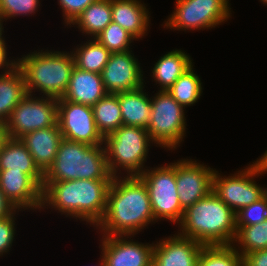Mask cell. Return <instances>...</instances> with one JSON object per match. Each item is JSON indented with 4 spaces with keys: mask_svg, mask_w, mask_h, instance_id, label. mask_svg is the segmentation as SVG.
Returning a JSON list of instances; mask_svg holds the SVG:
<instances>
[{
    "mask_svg": "<svg viewBox=\"0 0 267 266\" xmlns=\"http://www.w3.org/2000/svg\"><path fill=\"white\" fill-rule=\"evenodd\" d=\"M120 178L118 175L112 178L106 211L96 226L104 236H133L155 221L143 180L139 176Z\"/></svg>",
    "mask_w": 267,
    "mask_h": 266,
    "instance_id": "1",
    "label": "cell"
},
{
    "mask_svg": "<svg viewBox=\"0 0 267 266\" xmlns=\"http://www.w3.org/2000/svg\"><path fill=\"white\" fill-rule=\"evenodd\" d=\"M110 183L92 179L43 181L42 209L50 206L66 216L98 225L106 211Z\"/></svg>",
    "mask_w": 267,
    "mask_h": 266,
    "instance_id": "2",
    "label": "cell"
},
{
    "mask_svg": "<svg viewBox=\"0 0 267 266\" xmlns=\"http://www.w3.org/2000/svg\"><path fill=\"white\" fill-rule=\"evenodd\" d=\"M180 235L204 246L233 245L237 233L235 212L213 191L184 210Z\"/></svg>",
    "mask_w": 267,
    "mask_h": 266,
    "instance_id": "3",
    "label": "cell"
},
{
    "mask_svg": "<svg viewBox=\"0 0 267 266\" xmlns=\"http://www.w3.org/2000/svg\"><path fill=\"white\" fill-rule=\"evenodd\" d=\"M24 56L17 60V67L23 74L27 93L33 96L32 90L36 89L45 96L61 98L75 67L72 52L41 50Z\"/></svg>",
    "mask_w": 267,
    "mask_h": 266,
    "instance_id": "4",
    "label": "cell"
},
{
    "mask_svg": "<svg viewBox=\"0 0 267 266\" xmlns=\"http://www.w3.org/2000/svg\"><path fill=\"white\" fill-rule=\"evenodd\" d=\"M104 146L63 139L43 181L112 180Z\"/></svg>",
    "mask_w": 267,
    "mask_h": 266,
    "instance_id": "5",
    "label": "cell"
},
{
    "mask_svg": "<svg viewBox=\"0 0 267 266\" xmlns=\"http://www.w3.org/2000/svg\"><path fill=\"white\" fill-rule=\"evenodd\" d=\"M151 141V142H150ZM152 142L147 129L138 126L122 125L104 137L109 172L113 177L121 167L126 176H139L144 170L148 147Z\"/></svg>",
    "mask_w": 267,
    "mask_h": 266,
    "instance_id": "6",
    "label": "cell"
},
{
    "mask_svg": "<svg viewBox=\"0 0 267 266\" xmlns=\"http://www.w3.org/2000/svg\"><path fill=\"white\" fill-rule=\"evenodd\" d=\"M153 98L148 134L154 144L169 150L176 149L185 136V108L165 90H159Z\"/></svg>",
    "mask_w": 267,
    "mask_h": 266,
    "instance_id": "7",
    "label": "cell"
},
{
    "mask_svg": "<svg viewBox=\"0 0 267 266\" xmlns=\"http://www.w3.org/2000/svg\"><path fill=\"white\" fill-rule=\"evenodd\" d=\"M139 177L147 187L155 221L168 219L180 223L184 214L176 188V162L145 169Z\"/></svg>",
    "mask_w": 267,
    "mask_h": 266,
    "instance_id": "8",
    "label": "cell"
},
{
    "mask_svg": "<svg viewBox=\"0 0 267 266\" xmlns=\"http://www.w3.org/2000/svg\"><path fill=\"white\" fill-rule=\"evenodd\" d=\"M229 0H177L176 9L164 28L177 30L210 29L231 16Z\"/></svg>",
    "mask_w": 267,
    "mask_h": 266,
    "instance_id": "9",
    "label": "cell"
},
{
    "mask_svg": "<svg viewBox=\"0 0 267 266\" xmlns=\"http://www.w3.org/2000/svg\"><path fill=\"white\" fill-rule=\"evenodd\" d=\"M58 98L27 96L13 109L6 121L8 138L20 139L39 129L57 124Z\"/></svg>",
    "mask_w": 267,
    "mask_h": 266,
    "instance_id": "10",
    "label": "cell"
},
{
    "mask_svg": "<svg viewBox=\"0 0 267 266\" xmlns=\"http://www.w3.org/2000/svg\"><path fill=\"white\" fill-rule=\"evenodd\" d=\"M264 174L256 161L232 176L222 177L215 170L212 191L235 213L258 201L267 188L257 185L254 177Z\"/></svg>",
    "mask_w": 267,
    "mask_h": 266,
    "instance_id": "11",
    "label": "cell"
},
{
    "mask_svg": "<svg viewBox=\"0 0 267 266\" xmlns=\"http://www.w3.org/2000/svg\"><path fill=\"white\" fill-rule=\"evenodd\" d=\"M57 123L63 139L87 145H102L91 106L58 98Z\"/></svg>",
    "mask_w": 267,
    "mask_h": 266,
    "instance_id": "12",
    "label": "cell"
},
{
    "mask_svg": "<svg viewBox=\"0 0 267 266\" xmlns=\"http://www.w3.org/2000/svg\"><path fill=\"white\" fill-rule=\"evenodd\" d=\"M176 162V188L185 210L212 192L215 170L189 159Z\"/></svg>",
    "mask_w": 267,
    "mask_h": 266,
    "instance_id": "13",
    "label": "cell"
},
{
    "mask_svg": "<svg viewBox=\"0 0 267 266\" xmlns=\"http://www.w3.org/2000/svg\"><path fill=\"white\" fill-rule=\"evenodd\" d=\"M130 51L111 53L101 76L109 94L136 90L144 85L140 63Z\"/></svg>",
    "mask_w": 267,
    "mask_h": 266,
    "instance_id": "14",
    "label": "cell"
},
{
    "mask_svg": "<svg viewBox=\"0 0 267 266\" xmlns=\"http://www.w3.org/2000/svg\"><path fill=\"white\" fill-rule=\"evenodd\" d=\"M102 237L101 257L106 266H152L154 243L133 242L126 239L129 236Z\"/></svg>",
    "mask_w": 267,
    "mask_h": 266,
    "instance_id": "15",
    "label": "cell"
},
{
    "mask_svg": "<svg viewBox=\"0 0 267 266\" xmlns=\"http://www.w3.org/2000/svg\"><path fill=\"white\" fill-rule=\"evenodd\" d=\"M0 189L18 210L42 208V188L23 171L0 170Z\"/></svg>",
    "mask_w": 267,
    "mask_h": 266,
    "instance_id": "16",
    "label": "cell"
},
{
    "mask_svg": "<svg viewBox=\"0 0 267 266\" xmlns=\"http://www.w3.org/2000/svg\"><path fill=\"white\" fill-rule=\"evenodd\" d=\"M154 245L152 266H197L203 244L179 233Z\"/></svg>",
    "mask_w": 267,
    "mask_h": 266,
    "instance_id": "17",
    "label": "cell"
},
{
    "mask_svg": "<svg viewBox=\"0 0 267 266\" xmlns=\"http://www.w3.org/2000/svg\"><path fill=\"white\" fill-rule=\"evenodd\" d=\"M20 140L31 153L39 169L45 173L55 160L63 136L57 123L49 128L32 131Z\"/></svg>",
    "mask_w": 267,
    "mask_h": 266,
    "instance_id": "18",
    "label": "cell"
},
{
    "mask_svg": "<svg viewBox=\"0 0 267 266\" xmlns=\"http://www.w3.org/2000/svg\"><path fill=\"white\" fill-rule=\"evenodd\" d=\"M106 94L101 74L74 67L68 88L62 98L92 107Z\"/></svg>",
    "mask_w": 267,
    "mask_h": 266,
    "instance_id": "19",
    "label": "cell"
},
{
    "mask_svg": "<svg viewBox=\"0 0 267 266\" xmlns=\"http://www.w3.org/2000/svg\"><path fill=\"white\" fill-rule=\"evenodd\" d=\"M8 169L23 171L42 188L44 173L20 139L8 138L0 150V170Z\"/></svg>",
    "mask_w": 267,
    "mask_h": 266,
    "instance_id": "20",
    "label": "cell"
},
{
    "mask_svg": "<svg viewBox=\"0 0 267 266\" xmlns=\"http://www.w3.org/2000/svg\"><path fill=\"white\" fill-rule=\"evenodd\" d=\"M112 21L132 34L142 38L148 30L149 14L139 0H111Z\"/></svg>",
    "mask_w": 267,
    "mask_h": 266,
    "instance_id": "21",
    "label": "cell"
},
{
    "mask_svg": "<svg viewBox=\"0 0 267 266\" xmlns=\"http://www.w3.org/2000/svg\"><path fill=\"white\" fill-rule=\"evenodd\" d=\"M143 89L144 86L117 94L123 125L147 129L151 116V98L144 93Z\"/></svg>",
    "mask_w": 267,
    "mask_h": 266,
    "instance_id": "22",
    "label": "cell"
},
{
    "mask_svg": "<svg viewBox=\"0 0 267 266\" xmlns=\"http://www.w3.org/2000/svg\"><path fill=\"white\" fill-rule=\"evenodd\" d=\"M191 58L182 50H173L163 55L154 65L153 78L160 90L167 91L173 83L193 66Z\"/></svg>",
    "mask_w": 267,
    "mask_h": 266,
    "instance_id": "23",
    "label": "cell"
},
{
    "mask_svg": "<svg viewBox=\"0 0 267 266\" xmlns=\"http://www.w3.org/2000/svg\"><path fill=\"white\" fill-rule=\"evenodd\" d=\"M27 94L24 77L18 67L8 74H0V121L6 122Z\"/></svg>",
    "mask_w": 267,
    "mask_h": 266,
    "instance_id": "24",
    "label": "cell"
},
{
    "mask_svg": "<svg viewBox=\"0 0 267 266\" xmlns=\"http://www.w3.org/2000/svg\"><path fill=\"white\" fill-rule=\"evenodd\" d=\"M112 22L111 0H96L72 23L78 25L83 34L95 38Z\"/></svg>",
    "mask_w": 267,
    "mask_h": 266,
    "instance_id": "25",
    "label": "cell"
},
{
    "mask_svg": "<svg viewBox=\"0 0 267 266\" xmlns=\"http://www.w3.org/2000/svg\"><path fill=\"white\" fill-rule=\"evenodd\" d=\"M95 123L101 135L106 137L123 125L117 94L107 93L92 106Z\"/></svg>",
    "mask_w": 267,
    "mask_h": 266,
    "instance_id": "26",
    "label": "cell"
},
{
    "mask_svg": "<svg viewBox=\"0 0 267 266\" xmlns=\"http://www.w3.org/2000/svg\"><path fill=\"white\" fill-rule=\"evenodd\" d=\"M72 51L75 67L83 71L102 73L108 62L111 52L107 50L96 38H92ZM74 52V53H73Z\"/></svg>",
    "mask_w": 267,
    "mask_h": 266,
    "instance_id": "27",
    "label": "cell"
},
{
    "mask_svg": "<svg viewBox=\"0 0 267 266\" xmlns=\"http://www.w3.org/2000/svg\"><path fill=\"white\" fill-rule=\"evenodd\" d=\"M201 80L193 70V66L182 74L167 90L184 108L193 105L202 94Z\"/></svg>",
    "mask_w": 267,
    "mask_h": 266,
    "instance_id": "28",
    "label": "cell"
},
{
    "mask_svg": "<svg viewBox=\"0 0 267 266\" xmlns=\"http://www.w3.org/2000/svg\"><path fill=\"white\" fill-rule=\"evenodd\" d=\"M234 245L203 246L197 266H243V257Z\"/></svg>",
    "mask_w": 267,
    "mask_h": 266,
    "instance_id": "29",
    "label": "cell"
},
{
    "mask_svg": "<svg viewBox=\"0 0 267 266\" xmlns=\"http://www.w3.org/2000/svg\"><path fill=\"white\" fill-rule=\"evenodd\" d=\"M236 228L234 243L240 244L241 250L237 251L242 257L252 251L267 249V219L262 223Z\"/></svg>",
    "mask_w": 267,
    "mask_h": 266,
    "instance_id": "30",
    "label": "cell"
},
{
    "mask_svg": "<svg viewBox=\"0 0 267 266\" xmlns=\"http://www.w3.org/2000/svg\"><path fill=\"white\" fill-rule=\"evenodd\" d=\"M95 38L111 53L129 51L131 42L136 39L113 21Z\"/></svg>",
    "mask_w": 267,
    "mask_h": 266,
    "instance_id": "31",
    "label": "cell"
},
{
    "mask_svg": "<svg viewBox=\"0 0 267 266\" xmlns=\"http://www.w3.org/2000/svg\"><path fill=\"white\" fill-rule=\"evenodd\" d=\"M236 226H251L267 219V193L258 201L235 213Z\"/></svg>",
    "mask_w": 267,
    "mask_h": 266,
    "instance_id": "32",
    "label": "cell"
},
{
    "mask_svg": "<svg viewBox=\"0 0 267 266\" xmlns=\"http://www.w3.org/2000/svg\"><path fill=\"white\" fill-rule=\"evenodd\" d=\"M40 0H0V15L5 19L35 14Z\"/></svg>",
    "mask_w": 267,
    "mask_h": 266,
    "instance_id": "33",
    "label": "cell"
},
{
    "mask_svg": "<svg viewBox=\"0 0 267 266\" xmlns=\"http://www.w3.org/2000/svg\"><path fill=\"white\" fill-rule=\"evenodd\" d=\"M0 219V256L11 249L15 236V213Z\"/></svg>",
    "mask_w": 267,
    "mask_h": 266,
    "instance_id": "34",
    "label": "cell"
},
{
    "mask_svg": "<svg viewBox=\"0 0 267 266\" xmlns=\"http://www.w3.org/2000/svg\"><path fill=\"white\" fill-rule=\"evenodd\" d=\"M96 0H59L58 3L63 10L65 24L71 25L74 20Z\"/></svg>",
    "mask_w": 267,
    "mask_h": 266,
    "instance_id": "35",
    "label": "cell"
},
{
    "mask_svg": "<svg viewBox=\"0 0 267 266\" xmlns=\"http://www.w3.org/2000/svg\"><path fill=\"white\" fill-rule=\"evenodd\" d=\"M243 266H267V249L247 253L243 257Z\"/></svg>",
    "mask_w": 267,
    "mask_h": 266,
    "instance_id": "36",
    "label": "cell"
},
{
    "mask_svg": "<svg viewBox=\"0 0 267 266\" xmlns=\"http://www.w3.org/2000/svg\"><path fill=\"white\" fill-rule=\"evenodd\" d=\"M6 48H7L6 43H0V68L2 69L3 67L4 69V66H6L5 67L6 70L4 69V73H3L4 75L12 72L18 66V62L15 60L8 62L9 60H7V52H6L7 49Z\"/></svg>",
    "mask_w": 267,
    "mask_h": 266,
    "instance_id": "37",
    "label": "cell"
},
{
    "mask_svg": "<svg viewBox=\"0 0 267 266\" xmlns=\"http://www.w3.org/2000/svg\"><path fill=\"white\" fill-rule=\"evenodd\" d=\"M15 210V206L6 198L0 189V219L11 215Z\"/></svg>",
    "mask_w": 267,
    "mask_h": 266,
    "instance_id": "38",
    "label": "cell"
},
{
    "mask_svg": "<svg viewBox=\"0 0 267 266\" xmlns=\"http://www.w3.org/2000/svg\"><path fill=\"white\" fill-rule=\"evenodd\" d=\"M8 139L6 122L0 121V150L4 142Z\"/></svg>",
    "mask_w": 267,
    "mask_h": 266,
    "instance_id": "39",
    "label": "cell"
},
{
    "mask_svg": "<svg viewBox=\"0 0 267 266\" xmlns=\"http://www.w3.org/2000/svg\"><path fill=\"white\" fill-rule=\"evenodd\" d=\"M257 164L261 168V171L265 174L267 172V150L265 151L264 155L256 160Z\"/></svg>",
    "mask_w": 267,
    "mask_h": 266,
    "instance_id": "40",
    "label": "cell"
},
{
    "mask_svg": "<svg viewBox=\"0 0 267 266\" xmlns=\"http://www.w3.org/2000/svg\"><path fill=\"white\" fill-rule=\"evenodd\" d=\"M3 20H4V18L0 15V43H5V40L3 39V37H2V32H4L3 31Z\"/></svg>",
    "mask_w": 267,
    "mask_h": 266,
    "instance_id": "41",
    "label": "cell"
},
{
    "mask_svg": "<svg viewBox=\"0 0 267 266\" xmlns=\"http://www.w3.org/2000/svg\"><path fill=\"white\" fill-rule=\"evenodd\" d=\"M99 266H106V264H105V262H104V260H103V257H102V259H101V263L99 264Z\"/></svg>",
    "mask_w": 267,
    "mask_h": 266,
    "instance_id": "42",
    "label": "cell"
},
{
    "mask_svg": "<svg viewBox=\"0 0 267 266\" xmlns=\"http://www.w3.org/2000/svg\"><path fill=\"white\" fill-rule=\"evenodd\" d=\"M261 2H263V4H267V0H260Z\"/></svg>",
    "mask_w": 267,
    "mask_h": 266,
    "instance_id": "43",
    "label": "cell"
}]
</instances>
